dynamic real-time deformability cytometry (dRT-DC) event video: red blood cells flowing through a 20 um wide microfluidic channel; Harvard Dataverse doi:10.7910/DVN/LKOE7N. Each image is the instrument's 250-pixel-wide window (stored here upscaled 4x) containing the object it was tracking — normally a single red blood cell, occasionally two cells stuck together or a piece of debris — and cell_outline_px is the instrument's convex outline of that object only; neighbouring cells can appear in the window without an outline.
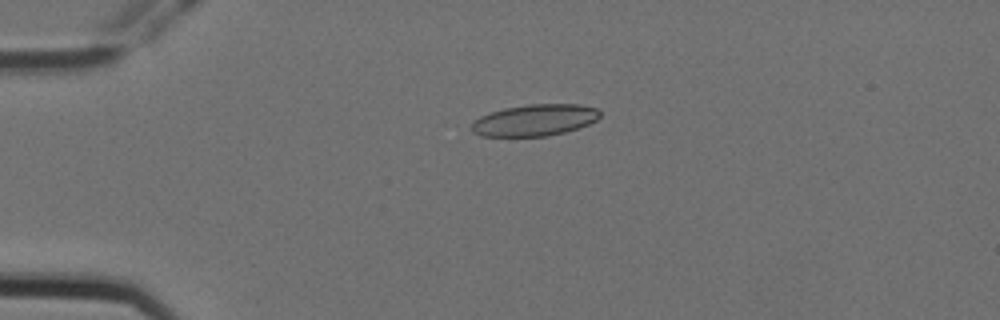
{"species": "Egyptian fruit bat (a non-hibernating species)", "species_latin": "Rousettus aegyptiacus", "temperature_condition": "cold", "stored_images_in_passage": 5, "camera_frame_rate_fps": 3000, "um_per_image_px": 0.085, "animal": {"sex": "female"}, "frame": {"image": 1, "passage_image": 4, "time_ms": 1.0, "image_size_px": [1000, 320], "cell_outline_px": [[600, 116], [596, 120], [588, 124], [564, 132], [548, 136], [480, 136], [472, 132], [472, 124], [480, 116], [504, 108], [528, 104], [580, 104], [596, 108], [600, 112]], "centroid_in_image_um": [45.45, 10.21], "position_along_channel_um": 39.5, "area_um2": 23.47}}